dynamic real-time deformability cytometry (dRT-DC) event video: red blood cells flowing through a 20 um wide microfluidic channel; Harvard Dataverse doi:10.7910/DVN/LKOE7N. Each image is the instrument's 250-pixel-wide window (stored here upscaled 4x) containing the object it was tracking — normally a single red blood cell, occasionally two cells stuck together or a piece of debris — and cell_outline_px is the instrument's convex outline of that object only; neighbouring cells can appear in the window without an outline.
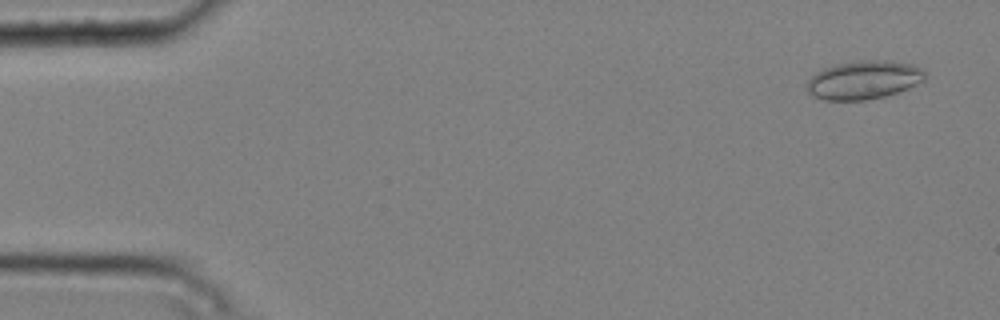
{"species": "common noctule bat (a hibernating species)", "species_latin": "Nyctalus noctula", "temperature_condition": "cold", "stored_images_in_passage": 5, "camera_frame_rate_fps": 3000, "um_per_image_px": 0.085, "animal": {"sex": "male", "body_mass_g": 20.4}, "frame": {"image": 1, "passage_image": 1, "time_ms": 0.0, "image_size_px": [1000, 320], "cell_outline_px": [[924, 80], [908, 88], [884, 96], [864, 100], [824, 100], [812, 96], [808, 92], [808, 80], [816, 72], [824, 68], [836, 64], [864, 60], [888, 60], [912, 64], [920, 68], [924, 72]], "centroid_in_image_um": [73.4, 6.79], "position_along_channel_um": 11.6, "area_um2": 26.24}}